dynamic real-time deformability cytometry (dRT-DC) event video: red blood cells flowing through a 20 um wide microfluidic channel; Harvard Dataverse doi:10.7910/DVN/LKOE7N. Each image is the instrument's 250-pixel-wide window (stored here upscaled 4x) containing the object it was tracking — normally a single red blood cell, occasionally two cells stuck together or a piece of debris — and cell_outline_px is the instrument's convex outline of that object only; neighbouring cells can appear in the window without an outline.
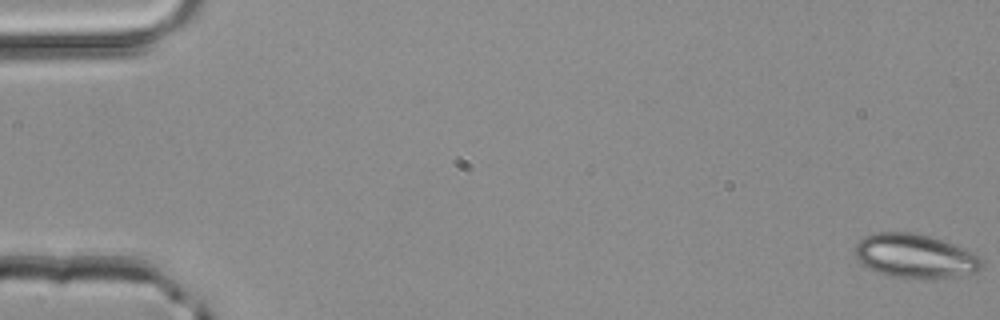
{"species": "common noctule bat (a hibernating species)", "species_latin": "Nyctalus noctula", "temperature_condition": "room temperature", "stored_images_in_passage": 4, "camera_frame_rate_fps": 3000, "um_per_image_px": 0.085, "animal": {"sex": "male", "body_mass_g": 20.4}, "frame": {"image": 1, "passage_image": 1, "time_ms": 0.0, "image_size_px": [1000, 320], "cell_outline_px": [[984, 268], [976, 272], [936, 280], [884, 276], [860, 264], [856, 260], [852, 248], [864, 236], [876, 232], [908, 232], [928, 236], [976, 252], [984, 260]], "centroid_in_image_um": [77.77, 21.79], "position_along_channel_um": 7.2, "area_um2": 33.41}}